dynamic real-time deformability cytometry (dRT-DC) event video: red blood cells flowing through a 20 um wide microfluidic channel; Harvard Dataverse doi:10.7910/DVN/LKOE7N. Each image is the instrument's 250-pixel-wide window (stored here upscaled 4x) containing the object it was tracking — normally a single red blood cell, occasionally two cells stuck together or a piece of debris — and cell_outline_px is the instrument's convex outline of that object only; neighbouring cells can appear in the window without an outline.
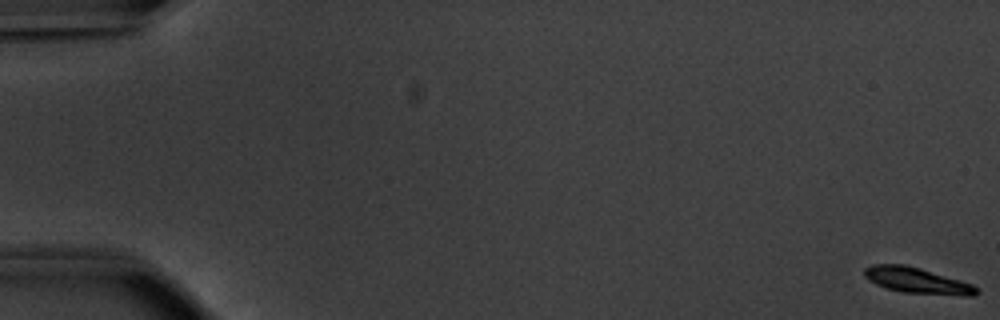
{"species": "common noctule bat (a hibernating species)", "species_latin": "Nyctalus noctula", "temperature_condition": "warm", "stored_images_in_passage": 54, "camera_frame_rate_fps": 3000, "um_per_image_px": 0.085, "animal": {"sex": "male", "body_mass_g": 20.1, "forearm_length_mm": 53.5}, "frame": {"image": 1, "passage_image": 1, "time_ms": 0.0, "image_size_px": [1000, 320], "cell_outline_px": [[980, 292], [976, 296], [964, 296], [904, 292], [888, 288], [876, 284], [868, 280], [864, 276], [864, 268], [872, 264], [904, 264], [920, 268], [960, 280], [972, 284]], "centroid_in_image_um": [77.96, 23.84], "position_along_channel_um": 7.0, "area_um2": 16.82}}
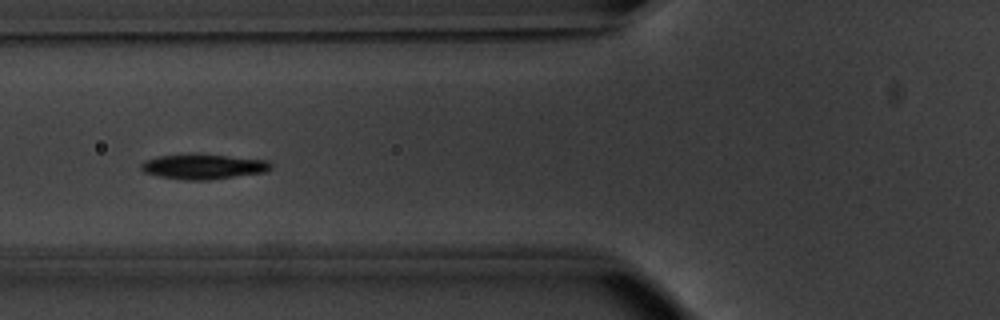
{"frame": {"image": 2, "passage_image": 22, "time_ms": 7.0, "image_size_px": [1000, 320], "cell_outline_px": [[272, 168], [264, 172], [208, 180], [184, 180], [160, 176], [144, 172], [140, 168], [140, 164], [144, 160], [160, 156], [228, 156], [268, 160], [272, 164]], "centroid_in_image_um": [17.3, 14.19], "position_along_channel_um": 108.5, "area_um2": 18.21}}
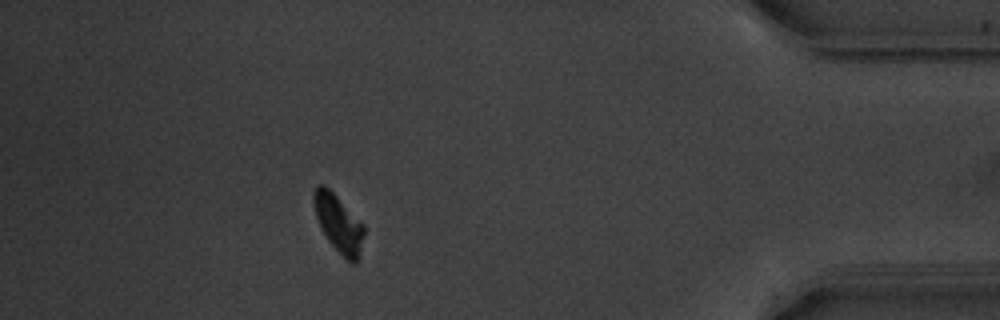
{"frame": {"image": 3, "passage_image": 49, "time_ms": 16.0, "image_size_px": [1000, 320], "cell_outline_px": [[364, 236], [356, 264], [352, 264], [328, 240], [320, 228], [312, 204], [312, 192], [320, 184], [324, 184], [364, 224]], "centroid_in_image_um": [28.75, 18.97], "position_along_channel_um": 406.4, "area_um2": 16.65}, "authors_computed_cell_mechanics": {"area_um2": 17.8024, "velocity_mm_per_s": 3.804, "shape_relaxation_time_tau1_ms": 5.7441, "shape_relaxation_time_tau2_ms": null, "deformation_change_tau1": 0.252, "deformation_change_tau2": null}}